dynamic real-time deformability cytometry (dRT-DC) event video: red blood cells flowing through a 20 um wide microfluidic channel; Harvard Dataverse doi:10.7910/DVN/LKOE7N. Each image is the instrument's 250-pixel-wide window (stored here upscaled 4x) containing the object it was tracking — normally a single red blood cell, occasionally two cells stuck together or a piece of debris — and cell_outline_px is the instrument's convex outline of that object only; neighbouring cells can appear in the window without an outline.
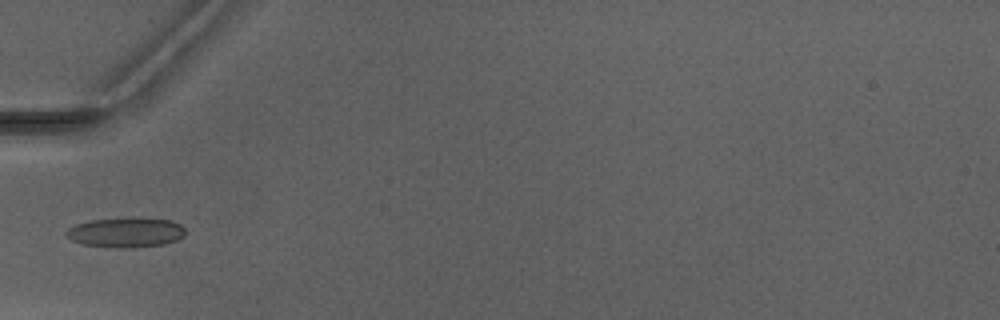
{"species": "Egyptian fruit bat (a non-hibernating species)", "species_latin": "Rousettus aegyptiacus", "temperature_condition": "warm", "stored_images_in_passage": 5, "camera_frame_rate_fps": 3000, "um_per_image_px": 0.085, "animal": {"sex": "male"}, "frame": {"image": 1, "passage_image": 5, "time_ms": 5.333, "image_size_px": [1000, 320], "cell_outline_px": [[184, 236], [176, 240], [164, 244], [132, 248], [108, 248], [80, 244], [64, 236], [64, 232], [68, 228], [76, 224], [92, 220], [132, 216], [172, 220], [180, 224], [184, 228]], "centroid_in_image_um": [10.66, 19.75], "position_along_channel_um": 74.3, "area_um2": 21.39}}